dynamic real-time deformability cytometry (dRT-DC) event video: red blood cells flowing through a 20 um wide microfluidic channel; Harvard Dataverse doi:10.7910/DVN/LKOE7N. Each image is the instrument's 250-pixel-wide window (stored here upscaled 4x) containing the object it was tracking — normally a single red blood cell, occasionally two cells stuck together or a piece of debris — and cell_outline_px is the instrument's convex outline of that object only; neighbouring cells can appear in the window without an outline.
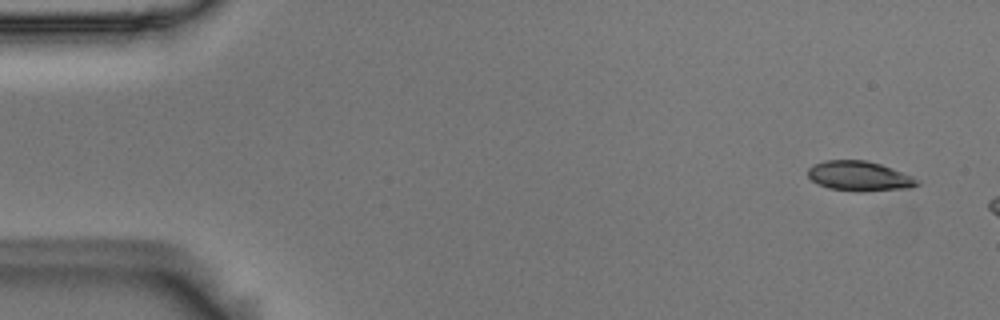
{"species": "Egyptian fruit bat (a non-hibernating species)", "species_latin": "Rousettus aegyptiacus", "temperature_condition": "room temperature", "stored_images_in_passage": 3, "camera_frame_rate_fps": 3000, "um_per_image_px": 0.085, "animal": {"sex": "male"}, "frame": {"image": 1, "passage_image": 1, "time_ms": 0.0, "image_size_px": [1000, 320], "cell_outline_px": [[920, 184], [908, 188], [860, 192], [828, 188], [816, 184], [808, 176], [808, 168], [812, 164], [824, 160], [864, 160], [880, 164], [892, 168], [912, 176]], "centroid_in_image_um": [72.99, 14.97], "position_along_channel_um": 12.0, "area_um2": 19.02}}